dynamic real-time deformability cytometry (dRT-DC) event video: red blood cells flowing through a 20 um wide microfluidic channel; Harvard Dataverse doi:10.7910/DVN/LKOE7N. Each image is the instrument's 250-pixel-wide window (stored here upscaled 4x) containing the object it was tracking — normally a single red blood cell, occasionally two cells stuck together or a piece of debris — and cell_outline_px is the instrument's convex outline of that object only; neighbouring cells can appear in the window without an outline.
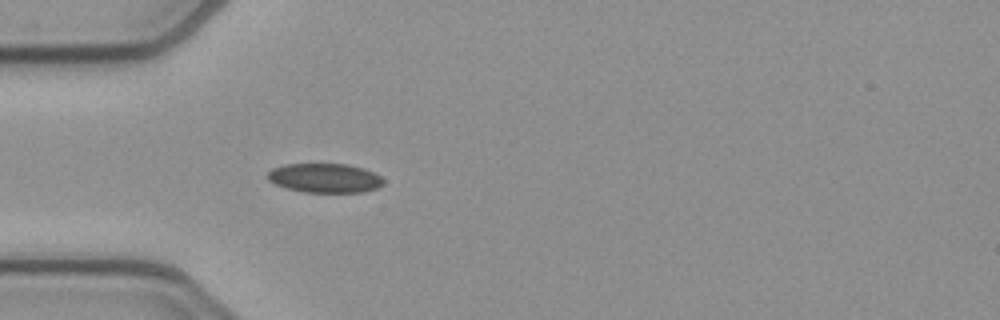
{"species": "common noctule bat (a hibernating species)", "species_latin": "Nyctalus noctula", "temperature_condition": "cold", "stored_images_in_passage": 38, "camera_frame_rate_fps": 3000, "um_per_image_px": 0.085, "animal": {"sex": "female", "body_mass_g": 21.9}, "frame": {"image": 1, "passage_image": 1, "time_ms": 0.0, "image_size_px": [1000, 320], "cell_outline_px": [[384, 184], [376, 188], [364, 192], [304, 192], [288, 188], [276, 184], [268, 180], [268, 172], [272, 168], [284, 164], [348, 164], [364, 168], [380, 176], [384, 180]], "centroid_in_image_um": [27.62, 15.13], "position_along_channel_um": 57.4, "area_um2": 19.71}}
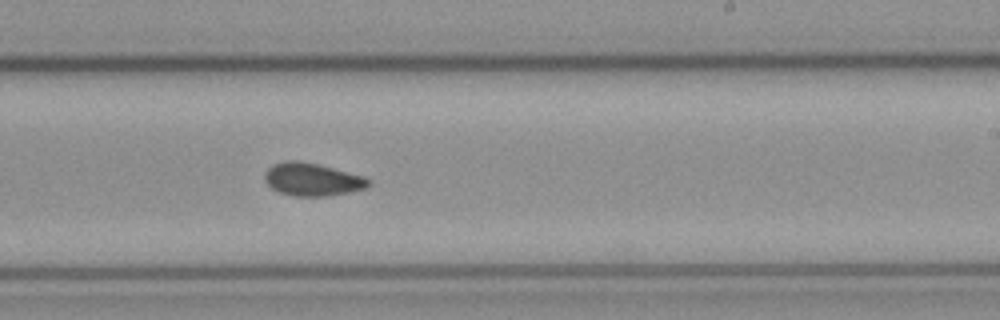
{"frame": {"image": 2, "passage_image": 17, "time_ms": 5.333, "image_size_px": [1000, 320], "cell_outline_px": [[372, 184], [364, 188], [348, 192], [324, 196], [292, 196], [280, 192], [272, 188], [264, 180], [264, 172], [272, 164], [284, 160], [300, 160], [320, 164], [364, 176], [372, 180]], "centroid_in_image_um": [26.53, 15.23], "position_along_channel_um": 262.5, "area_um2": 20.11}}
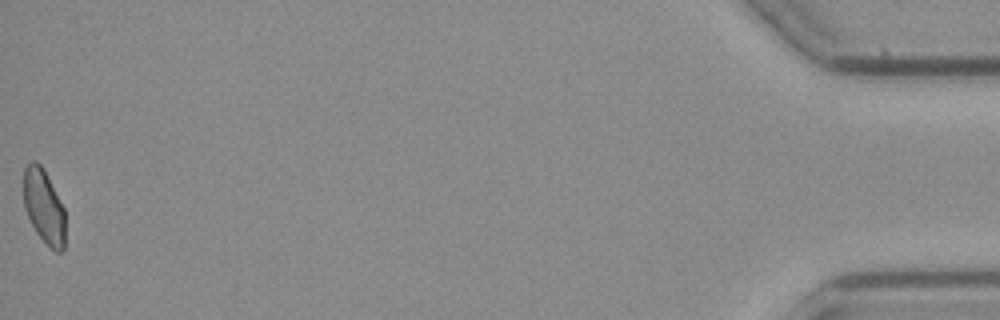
{"frame": {"image": 3, "passage_image": 38, "time_ms": 12.333, "image_size_px": [1000, 320], "cell_outline_px": [[64, 248], [60, 252], [56, 252], [36, 232], [24, 208], [24, 168], [32, 160], [36, 160], [40, 164], [64, 208]], "centroid_in_image_um": [3.71, 17.54], "position_along_channel_um": 431.5, "area_um2": 17.51}, "authors_computed_cell_mechanics": {"area_um2": 19.3919, "velocity_mm_per_s": 3.9077, "shape_relaxation_time_tau1_ms": null, "shape_relaxation_time_tau2_ms": 6.8704, "deformation_change_tau1": null, "deformation_change_tau2": 0.0921}}